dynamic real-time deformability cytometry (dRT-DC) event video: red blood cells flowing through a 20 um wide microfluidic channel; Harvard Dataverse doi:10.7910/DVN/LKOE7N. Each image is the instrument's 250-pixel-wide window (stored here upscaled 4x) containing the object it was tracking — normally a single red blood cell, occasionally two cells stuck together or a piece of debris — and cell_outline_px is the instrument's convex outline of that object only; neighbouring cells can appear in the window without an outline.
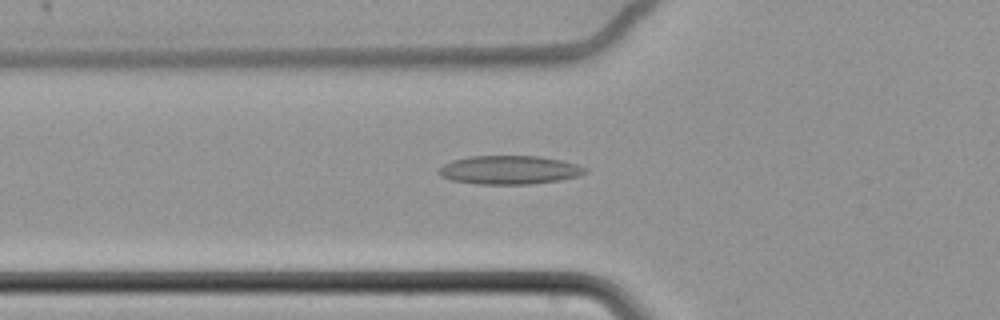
{"species": "common noctule bat (a hibernating species)", "species_latin": "Nyctalus noctula", "temperature_condition": "cold", "stored_images_in_passage": 45, "camera_frame_rate_fps": 3000, "um_per_image_px": 0.085, "animal": {"sex": "female", "body_mass_g": 22.7, "forearm_length_mm": 54.2}, "frame": {"image": 1, "passage_image": 7, "time_ms": 2.0, "image_size_px": [1000, 320], "cell_outline_px": [[588, 168], [580, 176], [560, 180], [528, 184], [476, 184], [452, 180], [440, 176], [436, 172], [444, 164], [452, 160], [468, 156], [540, 156], [564, 160]], "centroid_in_image_um": [43.29, 14.44], "position_along_channel_um": 82.5, "area_um2": 24.57}}
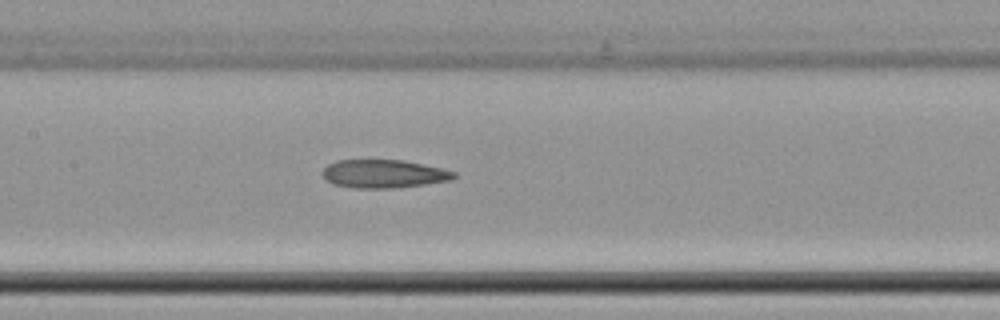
{"frame": {"image": 2, "passage_image": 15, "time_ms": 4.667, "image_size_px": [1000, 320], "cell_outline_px": [[456, 176], [452, 180], [396, 188], [352, 188], [332, 184], [324, 176], [324, 168], [328, 164], [336, 160], [404, 160], [440, 168], [456, 172]], "centroid_in_image_um": [32.62, 14.78], "position_along_channel_um": 174.8, "area_um2": 21.56}}
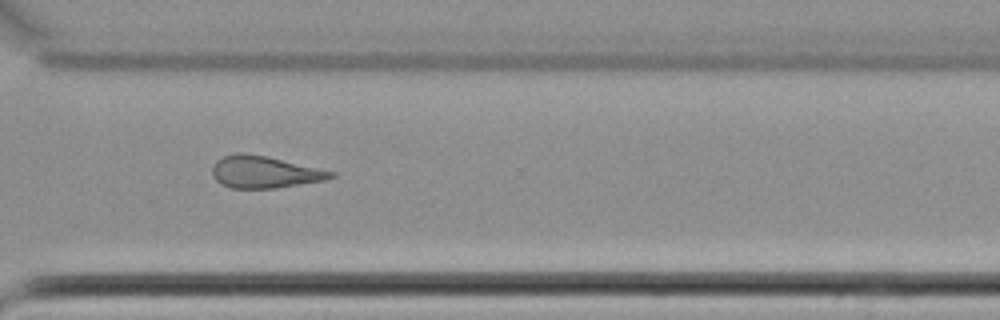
{"frame": {"image": 3, "passage_image": 30, "time_ms": 9.667, "image_size_px": [1000, 320], "cell_outline_px": [[336, 176], [324, 180], [276, 188], [232, 188], [220, 184], [212, 176], [212, 168], [216, 160], [224, 156], [236, 152], [244, 152], [268, 156], [336, 172]], "centroid_in_image_um": [22.46, 14.61], "position_along_channel_um": 348.1, "area_um2": 22.25}}